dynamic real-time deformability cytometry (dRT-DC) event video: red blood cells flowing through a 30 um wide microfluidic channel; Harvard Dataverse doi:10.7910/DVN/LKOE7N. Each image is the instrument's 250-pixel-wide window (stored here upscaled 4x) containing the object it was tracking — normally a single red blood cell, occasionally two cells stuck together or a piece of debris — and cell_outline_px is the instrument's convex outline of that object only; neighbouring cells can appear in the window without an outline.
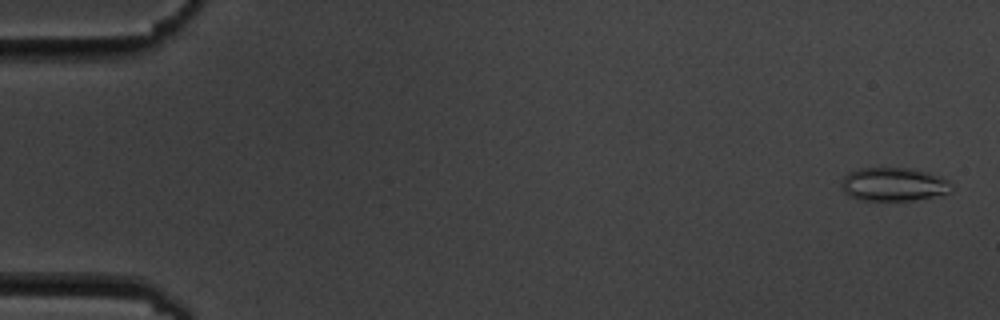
{"species": "common noctule bat (a hibernating species)", "species_latin": "Nyctalus noctula", "temperature_condition": "cold", "stored_images_in_passage": 13, "camera_frame_rate_fps": 3000, "um_per_image_px": 0.085, "animal": {"sex": "male", "body_mass_g": 19.5, "forearm_length_mm": 54.6}, "frame": {"image": 1, "passage_image": 1, "time_ms": 0.0, "image_size_px": [1000, 320], "cell_outline_px": [[952, 192], [916, 200], [860, 200], [848, 196], [844, 192], [840, 184], [844, 176], [848, 172], [860, 168], [908, 168], [928, 172], [940, 176], [948, 180], [952, 184]], "centroid_in_image_um": [75.95, 15.67], "position_along_channel_um": 9.0, "area_um2": 21.68}}
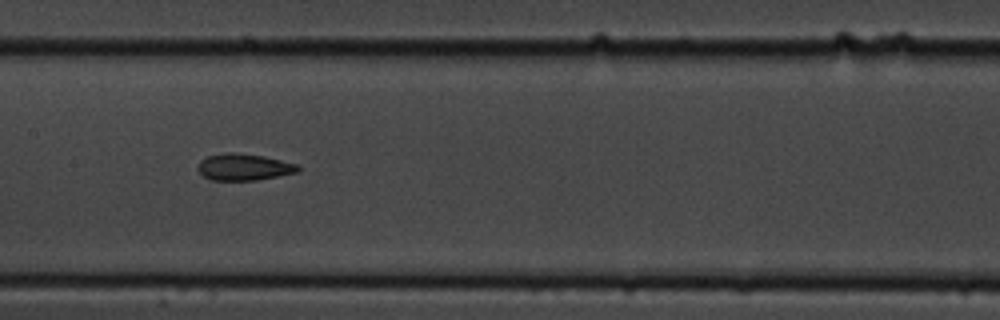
{"frame": {"image": 2, "passage_image": 8, "time_ms": 9.0, "image_size_px": [1000, 320], "cell_outline_px": [[300, 168], [296, 172], [256, 180], [212, 180], [204, 176], [196, 168], [200, 160], [208, 156], [228, 152], [236, 152], [264, 156], [296, 164]], "centroid_in_image_um": [20.68, 14.19], "position_along_channel_um": 186.7, "area_um2": 15.37}}
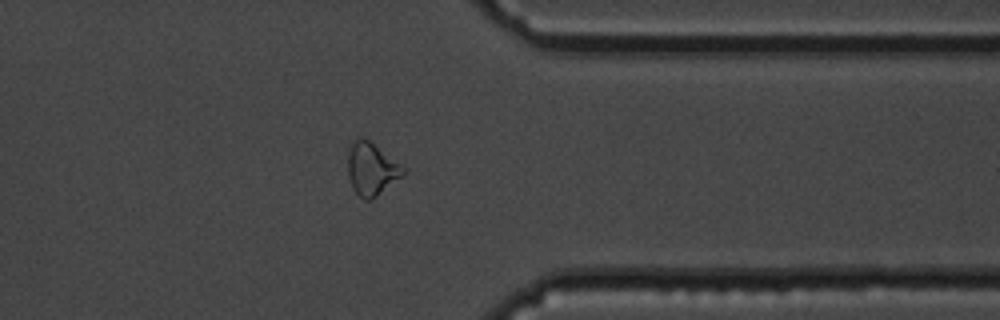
{"frame": {"image": 3, "passage_image": 13, "time_ms": 14.667, "image_size_px": [1000, 320], "cell_outline_px": [[408, 172], [372, 200], [364, 200], [352, 188], [348, 176], [348, 152], [352, 144], [360, 136], [368, 140], [400, 164]], "centroid_in_image_um": [31.58, 14.4], "position_along_channel_um": 379.8, "area_um2": 16.82}, "authors_computed_cell_mechanics": {"area_um2": 15.8372, "velocity_mm_per_s": 3.5198, "shape_relaxation_time_tau1_ms": 8.1839, "shape_relaxation_time_tau2_ms": 2.8589, "deformation_change_tau1": 0.1616, "deformation_change_tau2": 0.067}}